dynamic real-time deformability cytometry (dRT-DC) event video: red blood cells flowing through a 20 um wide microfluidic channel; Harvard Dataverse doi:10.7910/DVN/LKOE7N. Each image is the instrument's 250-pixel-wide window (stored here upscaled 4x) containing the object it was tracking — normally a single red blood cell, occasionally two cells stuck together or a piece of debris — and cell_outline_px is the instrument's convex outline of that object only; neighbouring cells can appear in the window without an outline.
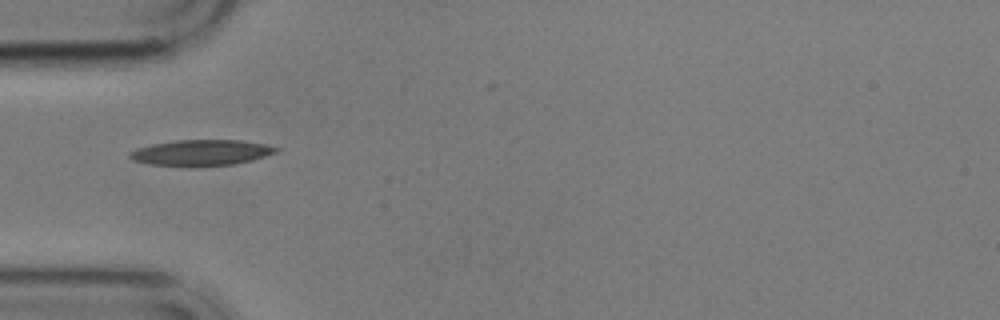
{"species": "common noctule bat (a hibernating species)", "species_latin": "Nyctalus noctula", "temperature_condition": "cold", "stored_images_in_passage": 1, "camera_frame_rate_fps": 3000, "um_per_image_px": 0.085, "animal": {"sex": "male", "body_mass_g": 17.9}, "frame": {"image": 1, "passage_image": 1, "time_ms": 0.0, "image_size_px": [1000, 320], "cell_outline_px": [[280, 148], [276, 152], [252, 160], [232, 164], [148, 164], [132, 160], [128, 156], [128, 152], [136, 148], [152, 144], [176, 140], [240, 140], [264, 144]], "centroid_in_image_um": [17.07, 12.94], "position_along_channel_um": 67.9, "area_um2": 21.21}}